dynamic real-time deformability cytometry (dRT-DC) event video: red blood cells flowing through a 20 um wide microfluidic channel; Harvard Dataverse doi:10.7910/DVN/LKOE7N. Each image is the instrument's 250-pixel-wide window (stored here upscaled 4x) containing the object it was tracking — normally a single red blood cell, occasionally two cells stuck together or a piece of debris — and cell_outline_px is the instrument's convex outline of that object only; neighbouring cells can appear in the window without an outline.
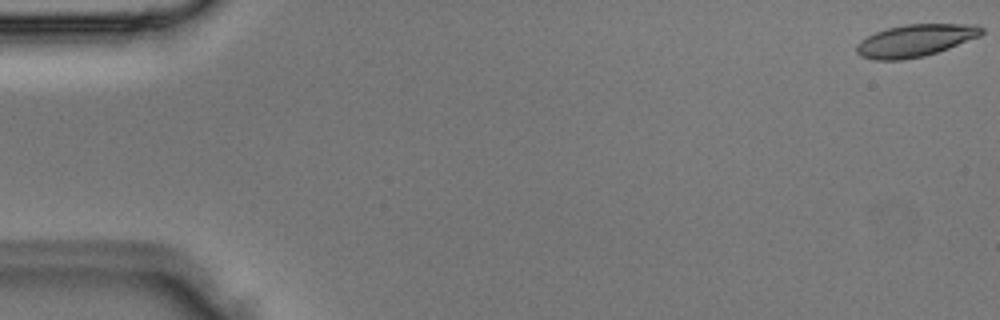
{"species": "Egyptian fruit bat (a non-hibernating species)", "species_latin": "Rousettus aegyptiacus", "temperature_condition": "room temperature", "stored_images_in_passage": 3, "camera_frame_rate_fps": 3000, "um_per_image_px": 0.085, "animal": {"sex": "male"}, "frame": {"image": 1, "passage_image": 1, "time_ms": 0.0, "image_size_px": [1000, 320], "cell_outline_px": [[984, 32], [980, 36], [948, 48], [924, 56], [900, 60], [876, 60], [860, 56], [856, 52], [856, 44], [860, 40], [876, 32], [888, 28], [904, 24], [976, 24], [984, 28]], "centroid_in_image_um": [77.79, 3.44], "position_along_channel_um": 7.2, "area_um2": 23.47}}
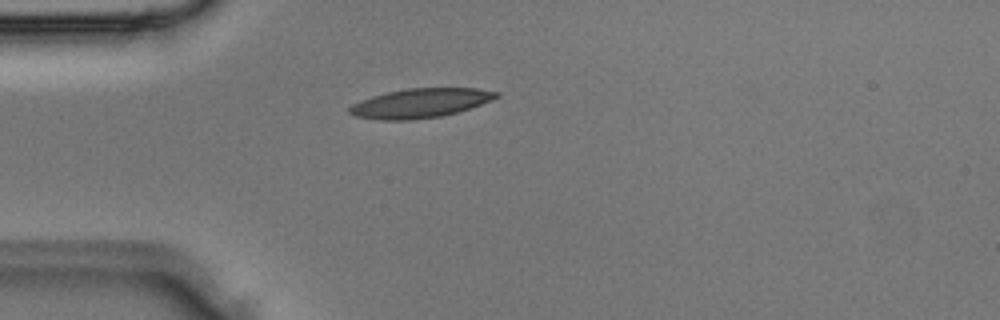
{"frame": {"image": 2, "passage_image": 3, "time_ms": 0.667, "image_size_px": [1000, 320], "cell_outline_px": [[500, 96], [492, 100], [456, 112], [440, 116], [412, 120], [380, 120], [356, 116], [348, 112], [348, 108], [352, 104], [360, 100], [372, 96], [388, 92], [408, 88], [476, 88], [500, 92]], "centroid_in_image_um": [35.71, 8.76], "position_along_channel_um": 49.3, "area_um2": 24.91}}